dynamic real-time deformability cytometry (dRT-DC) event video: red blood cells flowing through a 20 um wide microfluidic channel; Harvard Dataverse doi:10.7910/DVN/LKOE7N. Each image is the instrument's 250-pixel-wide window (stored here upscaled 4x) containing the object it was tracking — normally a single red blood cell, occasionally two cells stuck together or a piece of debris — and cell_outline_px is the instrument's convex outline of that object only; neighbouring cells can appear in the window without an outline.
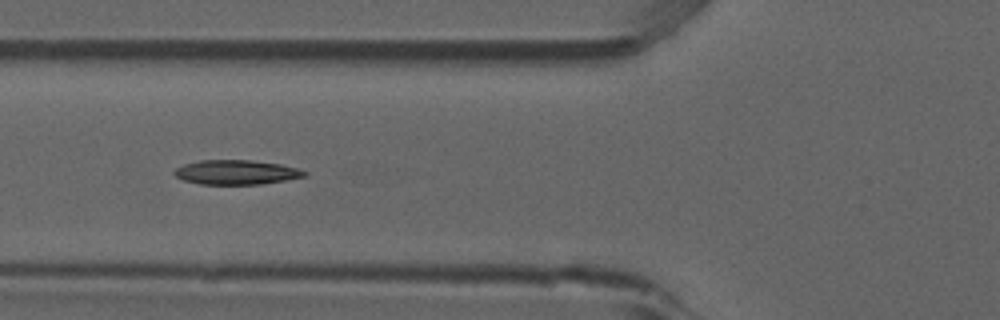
{"species": "common noctule bat (a hibernating species)", "species_latin": "Nyctalus noctula", "temperature_condition": "room temperature", "stored_images_in_passage": 6, "camera_frame_rate_fps": 3000, "um_per_image_px": 0.085, "animal": {"sex": "male", "forearm_length_mm": 52.5}, "frame": {"image": 1, "passage_image": 5, "time_ms": 1.333, "image_size_px": [1000, 320], "cell_outline_px": [[308, 176], [260, 184], [200, 184], [184, 180], [176, 176], [172, 172], [176, 168], [184, 164], [200, 160], [252, 160], [280, 164], [300, 168], [308, 172]], "centroid_in_image_um": [20.11, 14.63], "position_along_channel_um": 105.7, "area_um2": 18.61}}
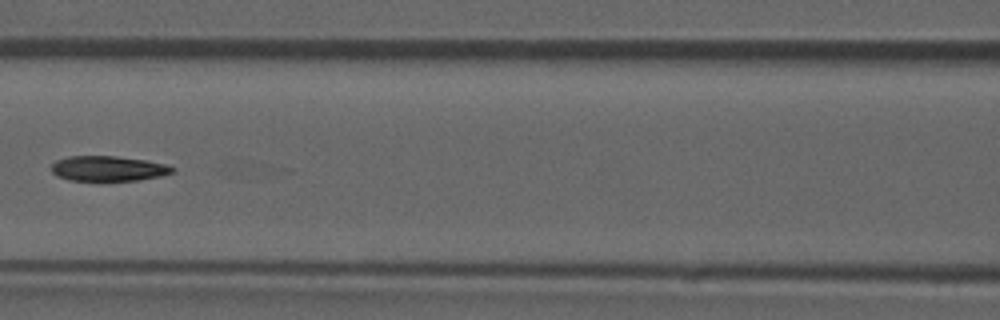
{"frame": {"image": 2, "passage_image": 6, "time_ms": 1.667, "image_size_px": [1000, 320], "cell_outline_px": [[176, 168], [172, 172], [160, 176], [140, 180], [68, 180], [56, 176], [52, 172], [52, 164], [56, 160], [68, 156], [116, 156], [144, 160], [164, 164]], "centroid_in_image_um": [9.16, 14.32], "position_along_channel_um": 157.4, "area_um2": 17.57}}